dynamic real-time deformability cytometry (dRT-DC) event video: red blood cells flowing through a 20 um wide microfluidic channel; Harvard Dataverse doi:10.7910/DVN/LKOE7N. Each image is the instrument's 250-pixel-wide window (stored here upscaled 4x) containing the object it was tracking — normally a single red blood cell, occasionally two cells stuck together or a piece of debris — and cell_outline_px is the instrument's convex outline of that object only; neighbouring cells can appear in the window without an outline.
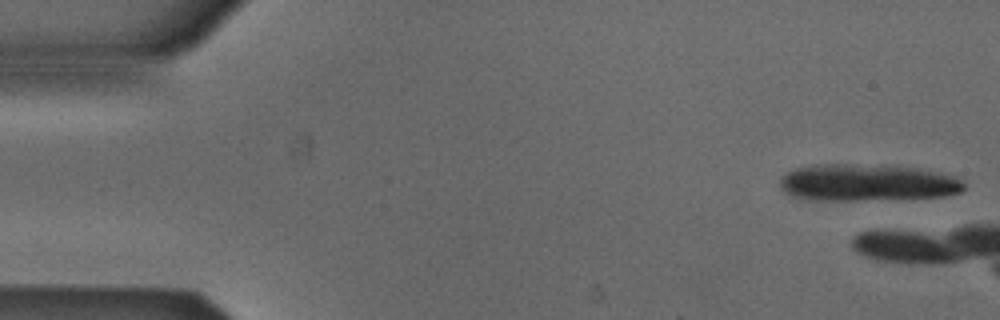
{"species": "Egyptian fruit bat (a non-hibernating species)", "species_latin": "Rousettus aegyptiacus", "temperature_condition": "cold", "stored_images_in_passage": 3, "camera_frame_rate_fps": 3000, "um_per_image_px": 0.085, "animal": {"sex": "male"}, "frame": {"image": 1, "passage_image": 1, "time_ms": 0.0, "image_size_px": [1000, 320], "cell_outline_px": [[964, 188], [960, 192], [944, 196], [856, 200], [816, 200], [792, 196], [784, 192], [780, 188], [780, 176], [796, 168], [812, 164], [848, 164], [920, 168], [956, 176], [964, 184]], "centroid_in_image_um": [73.66, 15.52], "position_along_channel_um": 11.3, "area_um2": 39.42}}